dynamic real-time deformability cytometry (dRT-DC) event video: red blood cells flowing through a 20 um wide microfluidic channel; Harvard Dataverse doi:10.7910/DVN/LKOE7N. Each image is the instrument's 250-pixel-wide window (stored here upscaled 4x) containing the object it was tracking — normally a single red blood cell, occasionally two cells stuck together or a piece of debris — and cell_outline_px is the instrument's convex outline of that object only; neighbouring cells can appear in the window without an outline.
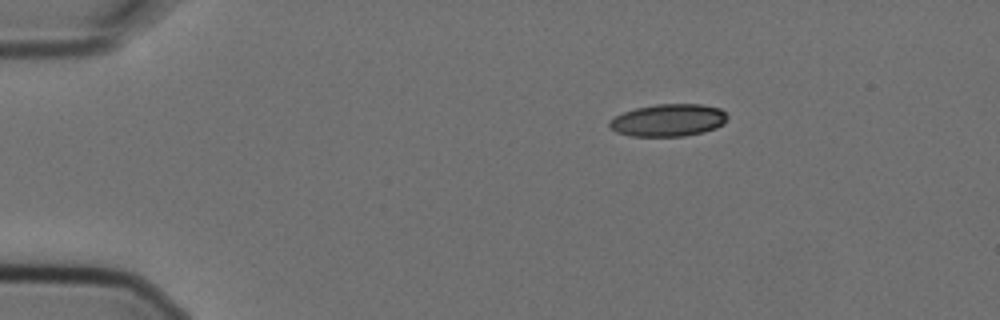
{"species": "Egyptian fruit bat (a non-hibernating species)", "species_latin": "Rousettus aegyptiacus", "temperature_condition": "cold", "stored_images_in_passage": 6, "camera_frame_rate_fps": 3000, "um_per_image_px": 0.085, "animal": {"sex": "female"}, "frame": {"image": 1, "passage_image": 6, "time_ms": 1.667, "image_size_px": [1000, 320], "cell_outline_px": [[728, 116], [724, 124], [716, 128], [704, 132], [684, 136], [628, 136], [616, 132], [608, 124], [608, 120], [624, 112], [636, 108], [656, 104], [704, 104], [720, 108]], "centroid_in_image_um": [56.82, 10.22], "position_along_channel_um": 28.2, "area_um2": 22.37}}